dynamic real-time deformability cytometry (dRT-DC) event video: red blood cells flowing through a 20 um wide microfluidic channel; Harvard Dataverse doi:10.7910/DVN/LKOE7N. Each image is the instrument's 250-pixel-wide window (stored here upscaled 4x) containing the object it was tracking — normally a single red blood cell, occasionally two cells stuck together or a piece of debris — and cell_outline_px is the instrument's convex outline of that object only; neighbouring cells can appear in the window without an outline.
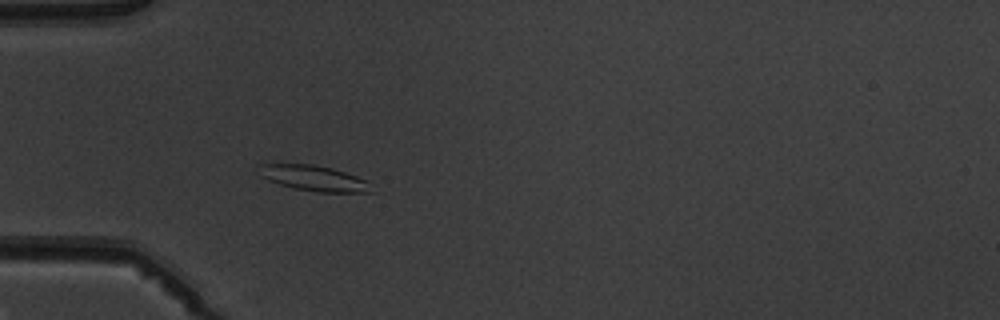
{"species": "common noctule bat (a hibernating species)", "species_latin": "Nyctalus noctula", "temperature_condition": "warm", "stored_images_in_passage": 3, "camera_frame_rate_fps": 3000, "um_per_image_px": 0.085, "animal": {"sex": "male", "body_mass_g": 19.5, "forearm_length_mm": 54.6}, "frame": {"image": 1, "passage_image": 3, "time_ms": 2.333, "image_size_px": [1000, 320], "cell_outline_px": [[376, 192], [316, 192], [296, 188], [280, 184], [268, 180], [260, 176], [256, 164], [312, 164], [332, 168], [368, 180]], "centroid_in_image_um": [26.7, 15.14], "position_along_channel_um": 58.3, "area_um2": 16.82}}